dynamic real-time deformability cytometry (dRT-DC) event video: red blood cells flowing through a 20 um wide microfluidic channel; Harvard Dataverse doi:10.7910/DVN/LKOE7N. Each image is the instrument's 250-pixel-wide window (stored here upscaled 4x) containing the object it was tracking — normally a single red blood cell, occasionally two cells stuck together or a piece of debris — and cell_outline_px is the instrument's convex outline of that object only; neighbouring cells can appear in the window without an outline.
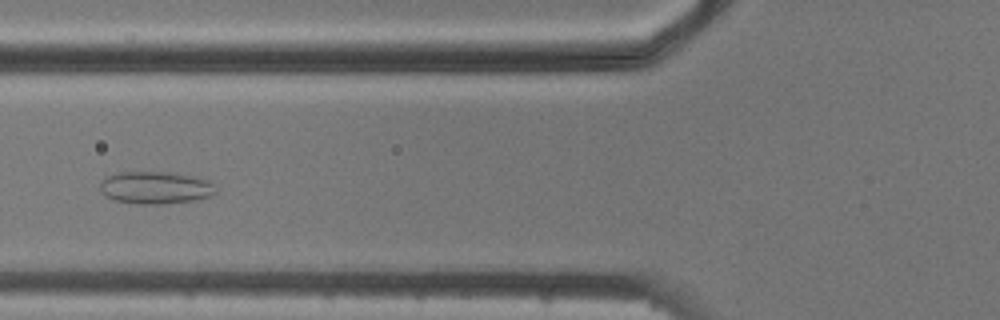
{"species": "common noctule bat (a hibernating species)", "species_latin": "Nyctalus noctula", "temperature_condition": "cold", "stored_images_in_passage": 4, "camera_frame_rate_fps": 3000, "um_per_image_px": 0.085, "animal": {"sex": "male", "body_mass_g": 20.5, "forearm_length_mm": 52.5}, "frame": {"image": 1, "passage_image": 4, "time_ms": 4.333, "image_size_px": [1000, 320], "cell_outline_px": [[216, 192], [212, 196], [192, 200], [160, 204], [136, 204], [116, 200], [108, 196], [100, 188], [100, 184], [108, 176], [120, 172], [168, 172], [208, 180], [212, 184]], "centroid_in_image_um": [13.22, 15.95], "position_along_channel_um": 112.6, "area_um2": 21.33}}